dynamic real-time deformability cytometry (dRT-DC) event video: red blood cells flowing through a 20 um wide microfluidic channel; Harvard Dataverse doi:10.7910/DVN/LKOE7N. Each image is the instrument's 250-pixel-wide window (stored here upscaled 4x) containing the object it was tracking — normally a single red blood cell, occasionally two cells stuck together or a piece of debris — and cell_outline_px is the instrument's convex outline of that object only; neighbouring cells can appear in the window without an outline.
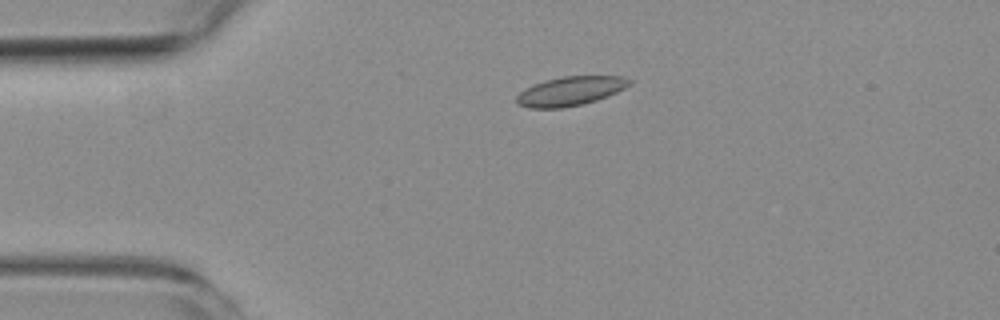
{"species": "common noctule bat (a hibernating species)", "species_latin": "Nyctalus noctula", "temperature_condition": "room temperature", "stored_images_in_passage": 3, "camera_frame_rate_fps": 3000, "um_per_image_px": 0.085, "animal": {"sex": "female", "body_mass_g": 19.3, "forearm_length_mm": 54.1}, "frame": {"image": 1, "passage_image": 1, "time_ms": 0.0, "image_size_px": [1000, 320], "cell_outline_px": [[632, 84], [608, 96], [584, 104], [560, 108], [528, 108], [516, 104], [516, 96], [524, 88], [544, 80], [560, 76], [624, 76], [632, 80]], "centroid_in_image_um": [48.46, 7.74], "position_along_channel_um": 36.5, "area_um2": 19.36}}
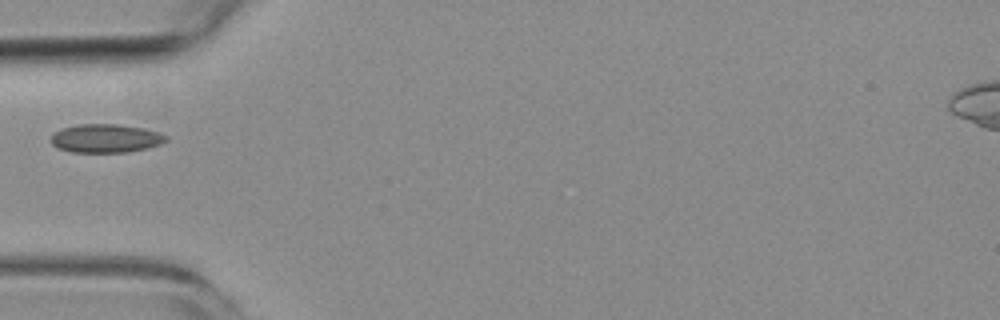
{"frame": {"image": 2, "passage_image": 3, "time_ms": 2.0, "image_size_px": [1000, 320], "cell_outline_px": [[168, 140], [160, 144], [148, 148], [128, 152], [72, 152], [56, 148], [52, 144], [52, 136], [56, 132], [64, 128], [76, 124], [116, 124], [144, 128], [160, 132], [168, 136]], "centroid_in_image_um": [9.03, 11.76], "position_along_channel_um": 76.0, "area_um2": 19.19}}